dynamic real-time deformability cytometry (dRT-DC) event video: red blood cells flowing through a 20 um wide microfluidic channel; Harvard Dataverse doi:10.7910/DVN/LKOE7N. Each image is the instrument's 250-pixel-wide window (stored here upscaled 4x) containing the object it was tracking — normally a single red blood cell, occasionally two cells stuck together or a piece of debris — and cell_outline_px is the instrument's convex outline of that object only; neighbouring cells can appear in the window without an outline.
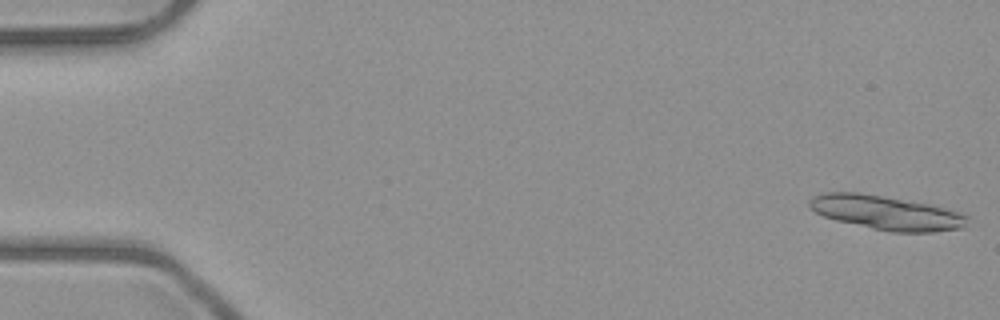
{"species": "common noctule bat (a hibernating species)", "species_latin": "Nyctalus noctula", "temperature_condition": "room temperature", "stored_images_in_passage": 14, "camera_frame_rate_fps": 3000, "um_per_image_px": 0.085, "animal": {"sex": "male", "body_mass_g": 23.1, "forearm_length_mm": 52.7}, "frame": {"image": 1, "passage_image": 1, "time_ms": 0.0, "image_size_px": [1000, 320], "cell_outline_px": [[968, 216], [964, 228], [936, 232], [892, 232], [872, 228], [836, 220], [824, 216], [808, 208], [808, 200], [824, 192], [860, 192], [928, 204], [960, 212]], "centroid_in_image_um": [75.33, 18.08], "position_along_channel_um": 9.7, "area_um2": 31.27}}